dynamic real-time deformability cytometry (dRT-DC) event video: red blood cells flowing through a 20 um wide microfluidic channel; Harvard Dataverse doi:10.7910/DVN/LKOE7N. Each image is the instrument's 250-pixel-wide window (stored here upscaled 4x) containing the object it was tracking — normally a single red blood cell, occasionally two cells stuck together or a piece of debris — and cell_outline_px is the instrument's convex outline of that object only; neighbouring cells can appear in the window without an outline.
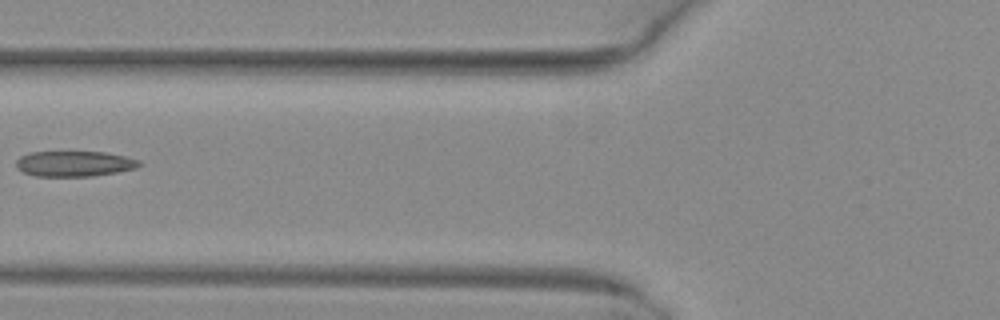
{"species": "common noctule bat (a hibernating species)", "species_latin": "Nyctalus noctula", "temperature_condition": "warm", "stored_images_in_passage": 7, "camera_frame_rate_fps": 3000, "um_per_image_px": 0.085, "animal": {"sex": "female", "body_mass_g": 29.2, "forearm_length_mm": 56.3}, "frame": {"image": 1, "passage_image": 6, "time_ms": 1.667, "image_size_px": [1000, 320], "cell_outline_px": [[144, 164], [136, 168], [116, 172], [92, 176], [36, 176], [24, 172], [16, 168], [16, 160], [20, 156], [28, 152], [108, 152], [140, 160]], "centroid_in_image_um": [6.33, 13.91], "position_along_channel_um": 119.5, "area_um2": 18.38}}
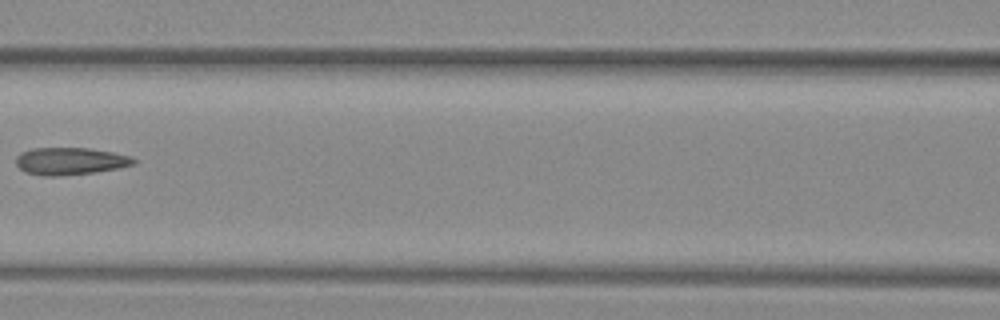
{"frame": {"image": 2, "passage_image": 7, "time_ms": 2.0, "image_size_px": [1000, 320], "cell_outline_px": [[136, 164], [96, 172], [60, 176], [44, 176], [24, 172], [16, 164], [16, 156], [20, 152], [32, 148], [88, 148], [112, 152], [128, 156], [136, 160]], "centroid_in_image_um": [5.92, 13.7], "position_along_channel_um": 160.7, "area_um2": 18.73}}